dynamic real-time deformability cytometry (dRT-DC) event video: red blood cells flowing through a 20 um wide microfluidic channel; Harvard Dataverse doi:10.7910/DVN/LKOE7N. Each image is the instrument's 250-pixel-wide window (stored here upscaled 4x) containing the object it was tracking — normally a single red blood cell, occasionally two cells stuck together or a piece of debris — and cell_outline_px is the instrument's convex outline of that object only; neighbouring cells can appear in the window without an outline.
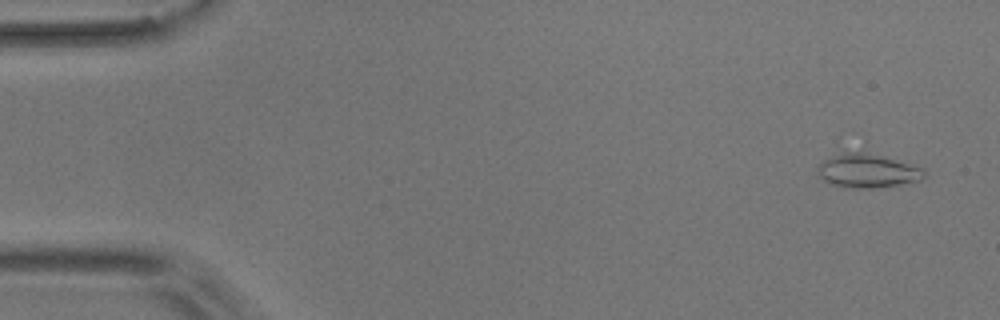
{"species": "common noctule bat (a hibernating species)", "species_latin": "Nyctalus noctula", "temperature_condition": "room temperature", "stored_images_in_passage": 4, "camera_frame_rate_fps": 3000, "um_per_image_px": 0.085, "animal": {"sex": "male", "body_mass_g": 17.9}, "frame": {"image": 1, "passage_image": 1, "time_ms": 0.0, "image_size_px": [1000, 320], "cell_outline_px": [[924, 176], [920, 180], [872, 188], [844, 188], [832, 184], [824, 180], [816, 172], [816, 168], [824, 160], [840, 148], [860, 148], [924, 168]], "centroid_in_image_um": [73.63, 14.42], "position_along_channel_um": 11.4, "area_um2": 22.08}}